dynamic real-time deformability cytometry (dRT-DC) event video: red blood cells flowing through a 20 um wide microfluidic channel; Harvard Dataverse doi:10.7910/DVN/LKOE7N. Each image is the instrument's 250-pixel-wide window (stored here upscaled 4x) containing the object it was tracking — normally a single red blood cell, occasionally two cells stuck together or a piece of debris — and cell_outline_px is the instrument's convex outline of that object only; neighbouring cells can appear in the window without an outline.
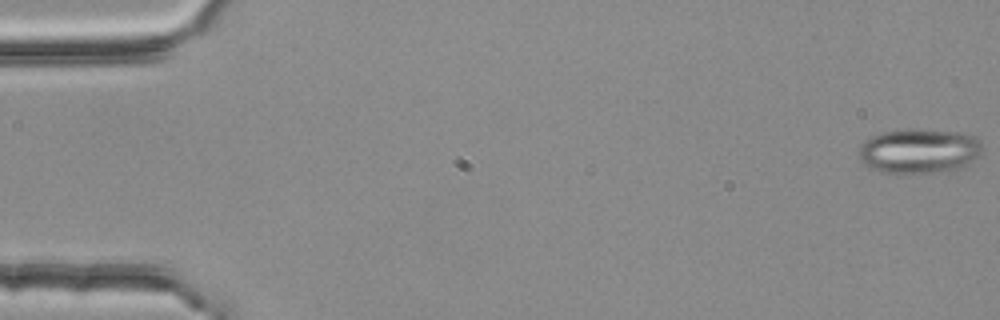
{"species": "common noctule bat (a hibernating species)", "species_latin": "Nyctalus noctula", "temperature_condition": "room temperature", "stored_images_in_passage": 3, "camera_frame_rate_fps": 3000, "um_per_image_px": 0.085, "animal": {"sex": "female", "body_mass_g": 25.1}, "frame": {"image": 1, "passage_image": 1, "time_ms": 0.0, "image_size_px": [1000, 320], "cell_outline_px": [[984, 148], [964, 168], [948, 172], [880, 172], [864, 164], [860, 160], [860, 148], [864, 140], [880, 132], [908, 128], [916, 128], [960, 132], [976, 136], [980, 140]], "centroid_in_image_um": [78.16, 12.81], "position_along_channel_um": 6.8, "area_um2": 32.54}}